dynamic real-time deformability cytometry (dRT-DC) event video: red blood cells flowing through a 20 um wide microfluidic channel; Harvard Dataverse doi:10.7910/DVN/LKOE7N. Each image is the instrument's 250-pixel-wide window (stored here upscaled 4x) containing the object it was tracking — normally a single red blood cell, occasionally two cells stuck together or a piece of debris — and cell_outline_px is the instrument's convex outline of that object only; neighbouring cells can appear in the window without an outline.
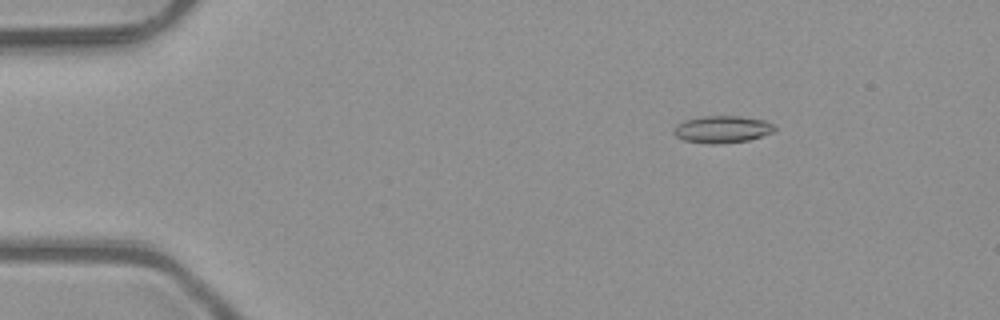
{"species": "common noctule bat (a hibernating species)", "species_latin": "Nyctalus noctula", "temperature_condition": "room temperature", "stored_images_in_passage": 4, "camera_frame_rate_fps": 3000, "um_per_image_px": 0.085, "animal": {"sex": "male", "body_mass_g": 23.1, "forearm_length_mm": 52.7}, "frame": {"image": 1, "passage_image": 1, "time_ms": 0.0, "image_size_px": [1000, 320], "cell_outline_px": [[776, 132], [748, 140], [720, 144], [708, 144], [684, 140], [676, 136], [672, 132], [672, 128], [676, 124], [684, 120], [704, 116], [740, 116], [764, 120], [772, 124], [776, 128]], "centroid_in_image_um": [61.37, 10.99], "position_along_channel_um": 23.6, "area_um2": 16.13}}
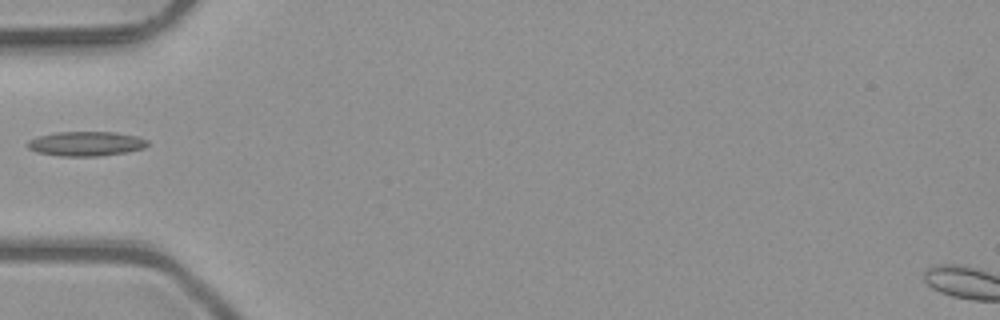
{"frame": {"image": 2, "passage_image": 4, "time_ms": 1.0, "image_size_px": [1000, 320], "cell_outline_px": [[148, 144], [144, 148], [128, 152], [100, 156], [60, 156], [36, 152], [28, 148], [28, 140], [40, 136], [56, 132], [116, 132], [136, 136], [148, 140]], "centroid_in_image_um": [7.33, 12.22], "position_along_channel_um": 77.7, "area_um2": 17.17}}